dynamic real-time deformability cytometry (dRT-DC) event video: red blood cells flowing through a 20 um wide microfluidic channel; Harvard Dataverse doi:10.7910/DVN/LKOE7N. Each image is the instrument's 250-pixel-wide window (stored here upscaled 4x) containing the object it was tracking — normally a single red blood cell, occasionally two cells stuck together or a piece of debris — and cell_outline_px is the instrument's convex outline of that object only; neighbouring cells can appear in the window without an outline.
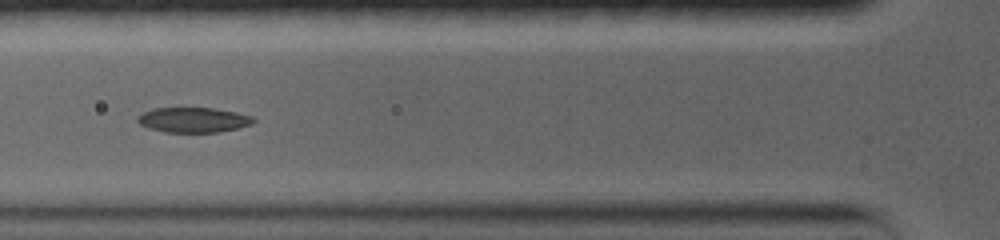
{"species": "common noctule bat (a hibernating species)", "species_latin": "Nyctalus noctula", "temperature_condition": "warm", "stored_images_in_passage": 12, "camera_frame_rate_fps": 5000, "um_per_image_px": 0.085, "animal": {"sex": "female", "body_mass_g": 19.0, "forearm_length_mm": 56.7}, "frame": {"image": 1, "passage_image": 6, "time_ms": 4.4, "image_size_px": [1000, 240], "cell_outline_px": [[252, 124], [220, 132], [164, 132], [140, 124], [136, 120], [144, 112], [156, 108], [208, 108], [232, 112], [248, 116], [252, 120]], "centroid_in_image_um": [16.38, 10.2], "position_along_channel_um": 109.4, "area_um2": 16.24}}
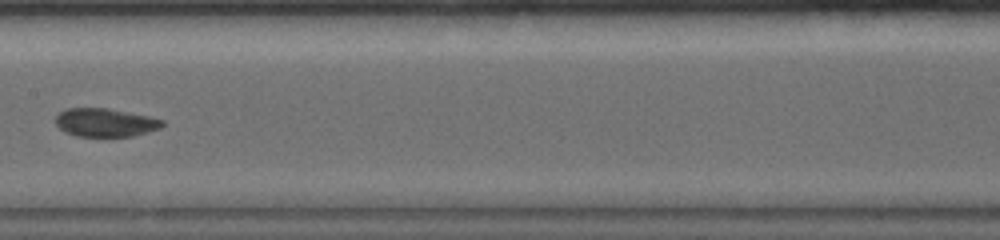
{"frame": {"image": 2, "passage_image": 9, "time_ms": 6.8, "image_size_px": [1000, 240], "cell_outline_px": [[164, 124], [160, 128], [148, 132], [132, 136], [104, 140], [76, 136], [60, 128], [56, 124], [56, 116], [60, 112], [72, 108], [100, 108], [144, 116], [160, 120]], "centroid_in_image_um": [8.9, 10.49], "position_along_channel_um": 198.5, "area_um2": 17.69}}
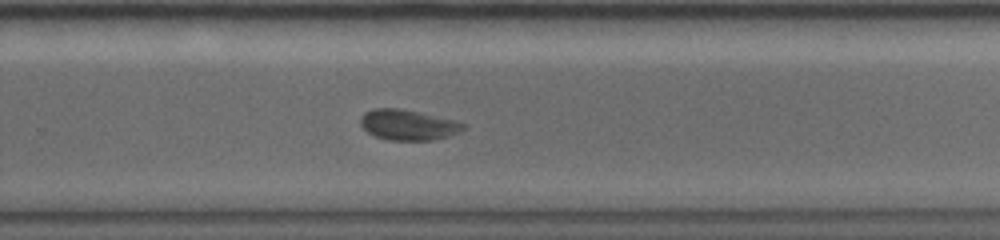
{"frame": {"image": 3, "passage_image": 12, "time_ms": 9.4, "image_size_px": [1000, 240], "cell_outline_px": [[464, 128], [460, 132], [448, 136], [432, 140], [388, 140], [372, 136], [360, 124], [360, 120], [368, 112], [376, 108], [396, 108], [416, 112], [464, 124]], "centroid_in_image_um": [34.63, 10.65], "position_along_channel_um": 295.2, "area_um2": 17.57}}